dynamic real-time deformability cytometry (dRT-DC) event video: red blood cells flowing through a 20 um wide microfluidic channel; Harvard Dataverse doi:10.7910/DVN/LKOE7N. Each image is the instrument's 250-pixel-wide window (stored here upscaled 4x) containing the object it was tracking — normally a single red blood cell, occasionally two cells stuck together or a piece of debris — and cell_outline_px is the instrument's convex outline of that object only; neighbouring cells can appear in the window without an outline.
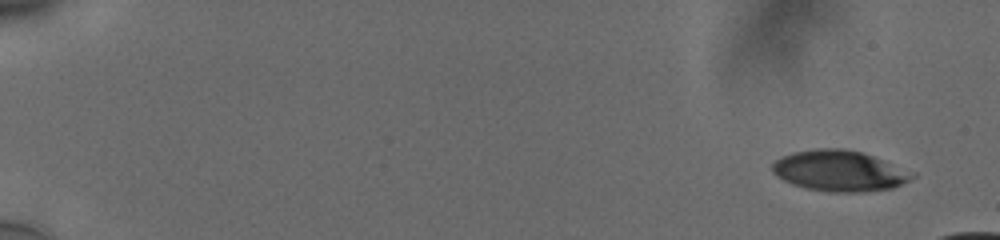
{"species": "human", "species_latin": "Homo sapiens", "temperature_condition": "cold", "stored_images_in_passage": 18, "camera_frame_rate_fps": 3000, "um_per_image_px": 0.085, "donor": {"sex": "male"}, "frame": {"image": 1, "passage_image": 1, "time_ms": 0.0, "image_size_px": [1000, 240], "cell_outline_px": [[916, 176], [892, 188], [860, 192], [836, 192], [808, 188], [792, 184], [776, 176], [772, 172], [772, 164], [776, 160], [792, 152], [816, 148], [844, 148], [860, 152], [872, 156], [916, 172]], "centroid_in_image_um": [71.36, 14.51], "position_along_channel_um": 13.6, "area_um2": 33.06}}
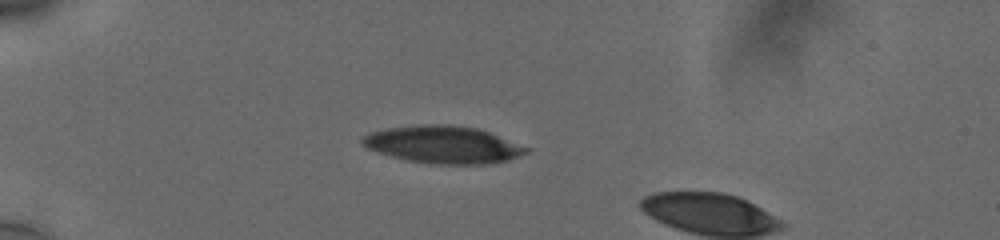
{"frame": {"image": 2, "passage_image": 15, "time_ms": 4.667, "image_size_px": [1000, 240], "cell_outline_px": [[528, 152], [520, 156], [508, 160], [488, 164], [428, 164], [408, 160], [376, 152], [360, 144], [360, 140], [368, 132], [388, 128], [420, 124], [448, 124], [476, 128], [488, 132], [528, 148]], "centroid_in_image_um": [37.61, 12.29], "position_along_channel_um": 47.4, "area_um2": 35.6}}